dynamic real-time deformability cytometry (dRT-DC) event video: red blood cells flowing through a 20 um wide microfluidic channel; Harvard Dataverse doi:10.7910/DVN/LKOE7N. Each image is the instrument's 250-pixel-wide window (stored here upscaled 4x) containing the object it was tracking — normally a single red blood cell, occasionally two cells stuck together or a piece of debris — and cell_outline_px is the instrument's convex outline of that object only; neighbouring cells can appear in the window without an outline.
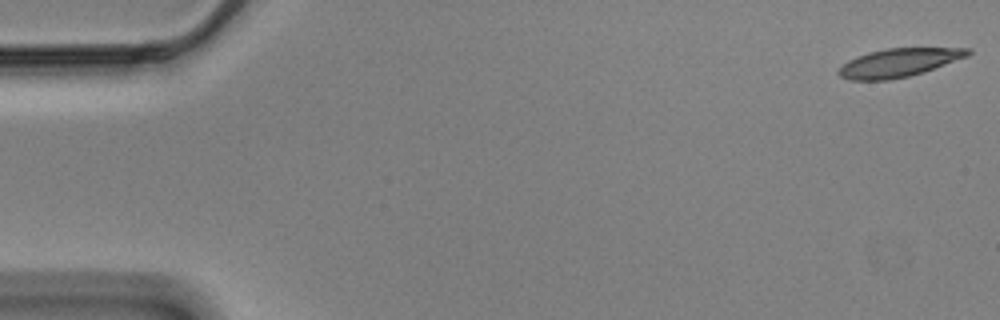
{"species": "Egyptian fruit bat (a non-hibernating species)", "species_latin": "Rousettus aegyptiacus", "temperature_condition": "cold", "stored_images_in_passage": 12, "camera_frame_rate_fps": 3000, "um_per_image_px": 0.085, "animal": {"sex": "male"}, "frame": {"image": 1, "passage_image": 1, "time_ms": 0.0, "image_size_px": [1000, 320], "cell_outline_px": [[972, 52], [968, 56], [908, 76], [888, 80], [848, 80], [840, 76], [836, 72], [848, 60], [868, 52], [888, 48], [972, 48]], "centroid_in_image_um": [76.36, 5.32], "position_along_channel_um": 8.6, "area_um2": 21.04}}